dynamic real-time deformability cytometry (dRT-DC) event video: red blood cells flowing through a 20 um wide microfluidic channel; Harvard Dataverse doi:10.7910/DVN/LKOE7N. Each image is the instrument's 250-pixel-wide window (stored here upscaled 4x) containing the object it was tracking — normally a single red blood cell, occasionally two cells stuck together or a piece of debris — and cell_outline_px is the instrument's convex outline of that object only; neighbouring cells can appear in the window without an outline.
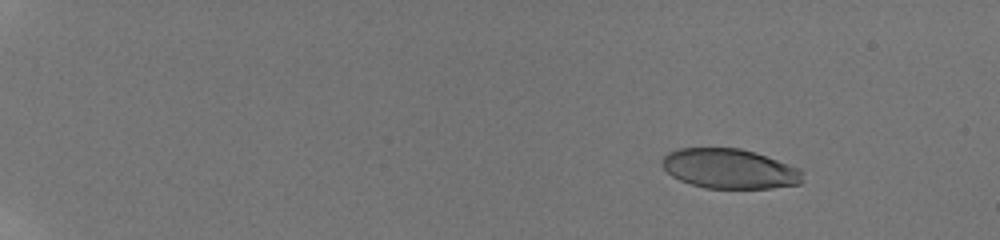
{"species": "human", "species_latin": "Homo sapiens", "temperature_condition": "room temperature", "stored_images_in_passage": 16, "camera_frame_rate_fps": 3000, "um_per_image_px": 0.085, "donor": {"sex": "male"}, "frame": {"image": 1, "passage_image": 5, "time_ms": 3.0, "image_size_px": [1000, 240], "cell_outline_px": [[804, 172], [800, 184], [772, 188], [704, 188], [680, 180], [672, 176], [660, 164], [660, 160], [668, 152], [676, 148], [740, 148], [756, 152], [800, 168]], "centroid_in_image_um": [62.01, 14.33], "position_along_channel_um": 23.0, "area_um2": 32.83}}
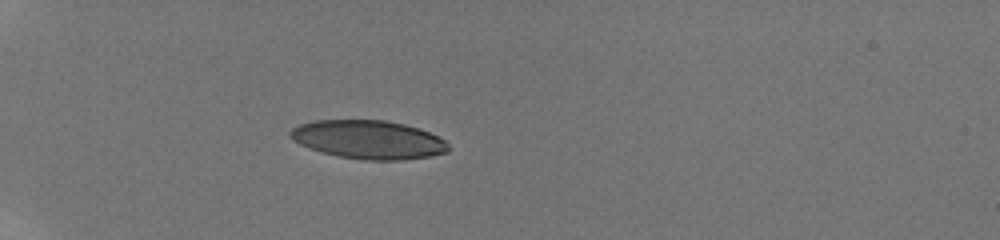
{"frame": {"image": 2, "passage_image": 14, "time_ms": 7.0, "image_size_px": [1000, 240], "cell_outline_px": [[448, 152], [428, 156], [400, 160], [364, 160], [340, 156], [308, 148], [292, 140], [288, 136], [288, 132], [292, 128], [300, 124], [312, 120], [384, 120], [404, 124], [428, 132], [444, 140], [448, 144]], "centroid_in_image_um": [31.26, 11.86], "position_along_channel_um": 53.7, "area_um2": 35.32}}